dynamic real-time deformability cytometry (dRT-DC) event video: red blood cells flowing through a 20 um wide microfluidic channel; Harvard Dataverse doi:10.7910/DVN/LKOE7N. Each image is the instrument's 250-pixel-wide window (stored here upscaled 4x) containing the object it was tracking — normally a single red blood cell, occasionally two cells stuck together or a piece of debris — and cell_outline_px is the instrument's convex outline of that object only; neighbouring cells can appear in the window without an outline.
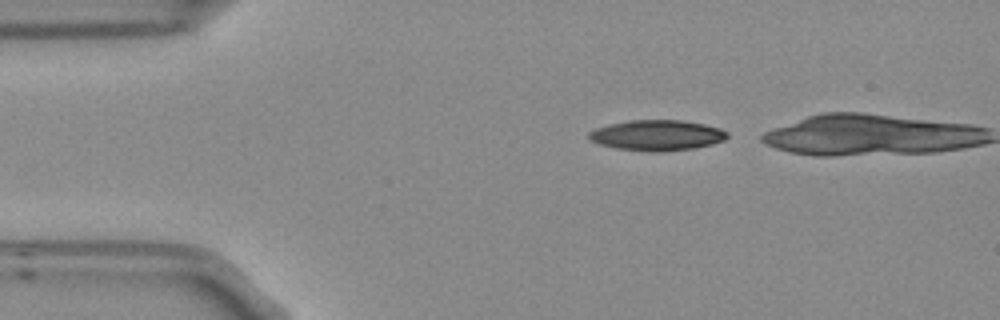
{"species": "Egyptian fruit bat (a non-hibernating species)", "species_latin": "Rousettus aegyptiacus", "temperature_condition": "room temperature", "stored_images_in_passage": 6, "camera_frame_rate_fps": 3000, "um_per_image_px": 0.085, "frame": {"image": 1, "passage_image": 1, "time_ms": 0.0, "image_size_px": [1000, 320], "cell_outline_px": [[728, 136], [724, 140], [712, 144], [692, 148], [656, 152], [648, 152], [616, 148], [600, 144], [588, 140], [588, 132], [596, 128], [612, 124], [632, 120], [680, 120], [704, 124], [720, 128], [728, 132]], "centroid_in_image_um": [55.84, 11.5], "position_along_channel_um": 29.2, "area_um2": 24.51}}